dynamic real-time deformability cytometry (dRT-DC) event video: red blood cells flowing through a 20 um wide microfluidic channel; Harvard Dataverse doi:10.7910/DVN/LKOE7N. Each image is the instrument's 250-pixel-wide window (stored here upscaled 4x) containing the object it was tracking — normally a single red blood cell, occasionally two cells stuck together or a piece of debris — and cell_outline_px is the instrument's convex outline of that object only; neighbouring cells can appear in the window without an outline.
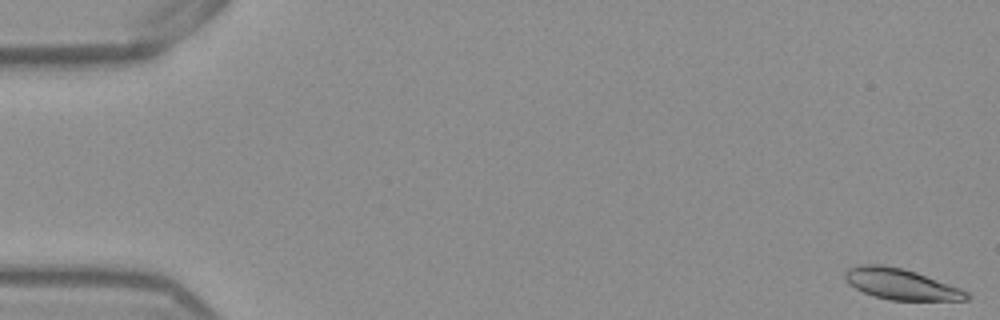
{"species": "Egyptian fruit bat (a non-hibernating species)", "species_latin": "Rousettus aegyptiacus", "temperature_condition": "warm", "stored_images_in_passage": 18, "camera_frame_rate_fps": 3000, "um_per_image_px": 0.085, "frame": {"image": 1, "passage_image": 1, "time_ms": 0.0, "image_size_px": [1000, 320], "cell_outline_px": [[972, 296], [968, 300], [888, 300], [872, 296], [848, 284], [844, 280], [844, 272], [848, 268], [860, 264], [880, 264], [900, 268], [916, 272], [960, 288], [968, 292]], "centroid_in_image_um": [76.55, 24.15], "position_along_channel_um": 8.4, "area_um2": 21.96}}
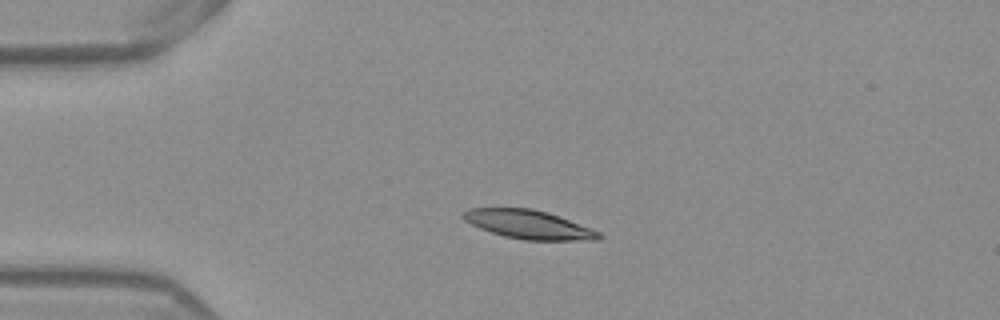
{"frame": {"image": 2, "passage_image": 13, "time_ms": 4.0, "image_size_px": [1000, 320], "cell_outline_px": [[604, 236], [600, 240], [524, 240], [504, 236], [480, 228], [464, 220], [460, 216], [460, 212], [468, 208], [532, 208], [548, 212], [592, 228], [600, 232]], "centroid_in_image_um": [44.94, 19.08], "position_along_channel_um": 40.1, "area_um2": 22.89}}